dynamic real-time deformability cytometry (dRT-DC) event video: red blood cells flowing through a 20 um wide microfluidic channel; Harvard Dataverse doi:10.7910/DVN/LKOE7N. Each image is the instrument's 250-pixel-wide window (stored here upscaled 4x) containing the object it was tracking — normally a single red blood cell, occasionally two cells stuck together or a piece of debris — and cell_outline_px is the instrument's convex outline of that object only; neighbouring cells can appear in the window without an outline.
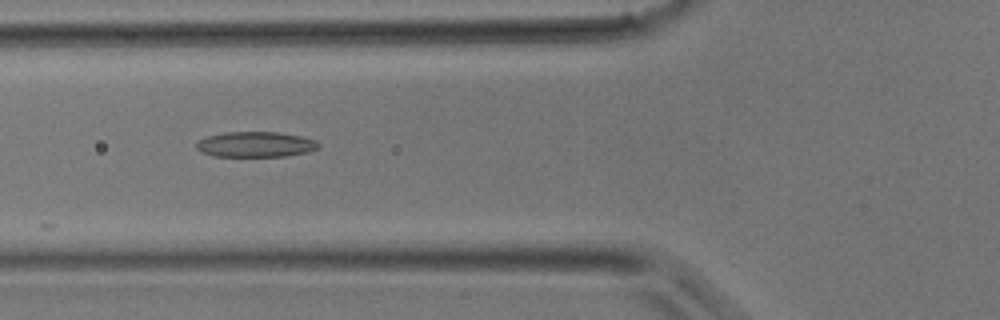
{"species": "common noctule bat (a hibernating species)", "species_latin": "Nyctalus noctula", "temperature_condition": "room temperature", "stored_images_in_passage": 13, "camera_frame_rate_fps": 3000, "um_per_image_px": 0.085, "animal": {"sex": "male", "body_mass_g": 17.9}, "frame": {"image": 1, "passage_image": 4, "time_ms": 1.0, "image_size_px": [1000, 320], "cell_outline_px": [[320, 148], [308, 152], [288, 156], [212, 156], [200, 152], [196, 148], [196, 144], [200, 140], [208, 136], [224, 132], [280, 132], [300, 136], [316, 140], [320, 144]], "centroid_in_image_um": [21.75, 12.28], "position_along_channel_um": 104.0, "area_um2": 18.21}}
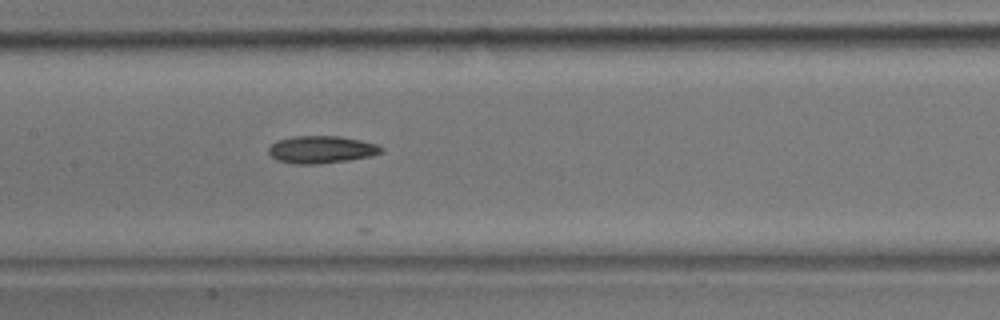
{"frame": {"image": 2, "passage_image": 8, "time_ms": 2.333, "image_size_px": [1000, 320], "cell_outline_px": [[384, 148], [380, 152], [372, 156], [348, 160], [320, 164], [296, 164], [276, 160], [268, 152], [268, 148], [276, 140], [292, 136], [340, 136], [380, 144]], "centroid_in_image_um": [27.32, 12.71], "position_along_channel_um": 180.1, "area_um2": 18.15}}
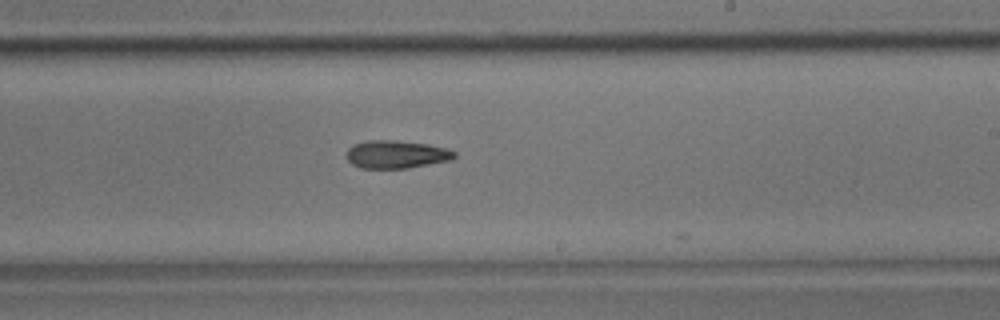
{"frame": {"image": 3, "passage_image": 12, "time_ms": 3.667, "image_size_px": [1000, 320], "cell_outline_px": [[456, 156], [452, 160], [408, 168], [360, 168], [352, 164], [344, 156], [348, 148], [352, 144], [368, 140], [396, 140], [428, 144], [448, 148], [456, 152]], "centroid_in_image_um": [33.68, 13.11], "position_along_channel_um": 255.3, "area_um2": 17.86}}